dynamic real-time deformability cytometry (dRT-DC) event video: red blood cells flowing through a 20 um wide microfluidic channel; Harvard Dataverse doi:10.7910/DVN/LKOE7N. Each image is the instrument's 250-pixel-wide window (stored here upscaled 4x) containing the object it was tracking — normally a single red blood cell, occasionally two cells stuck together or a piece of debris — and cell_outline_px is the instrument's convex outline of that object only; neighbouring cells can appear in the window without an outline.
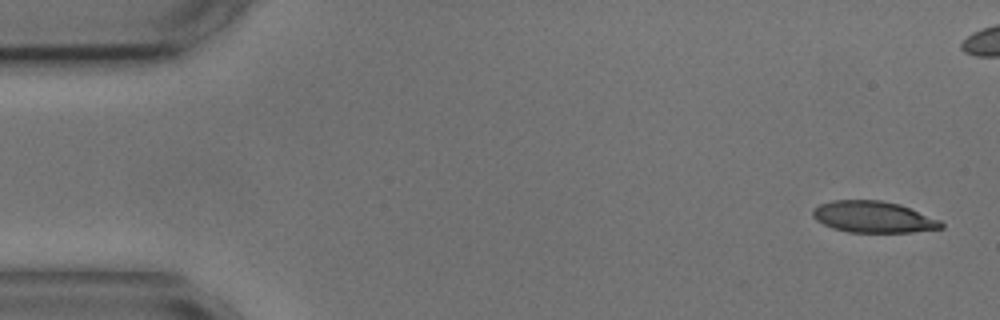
{"species": "common noctule bat (a hibernating species)", "species_latin": "Nyctalus noctula", "temperature_condition": "cold", "stored_images_in_passage": 9, "camera_frame_rate_fps": 3000, "um_per_image_px": 0.085, "animal": {"sex": "male", "body_mass_g": 17.9, "forearm_length_mm": 54.2}, "frame": {"image": 1, "passage_image": 1, "time_ms": 0.0, "image_size_px": [1000, 320], "cell_outline_px": [[944, 228], [912, 232], [848, 232], [832, 228], [816, 220], [812, 216], [812, 212], [820, 204], [832, 200], [880, 200], [900, 204], [940, 220], [944, 224]], "centroid_in_image_um": [74.24, 18.44], "position_along_channel_um": 10.8, "area_um2": 23.47}}